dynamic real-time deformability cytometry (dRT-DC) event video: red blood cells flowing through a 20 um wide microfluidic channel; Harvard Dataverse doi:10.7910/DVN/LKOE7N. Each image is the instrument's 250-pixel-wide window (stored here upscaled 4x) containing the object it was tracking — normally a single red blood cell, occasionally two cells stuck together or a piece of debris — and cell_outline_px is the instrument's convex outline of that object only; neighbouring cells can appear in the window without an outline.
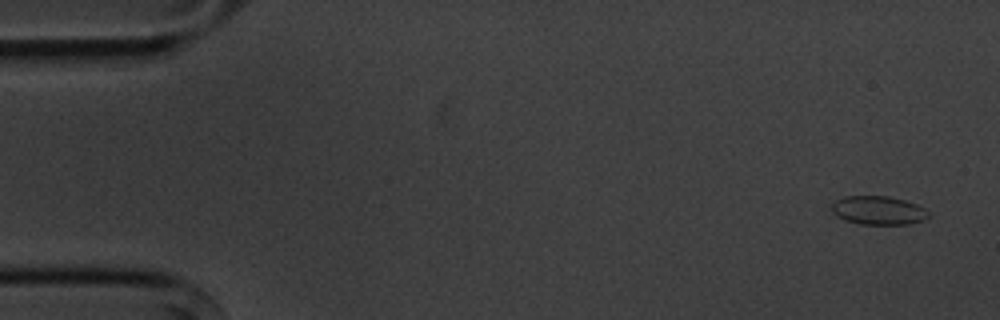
{"species": "common noctule bat (a hibernating species)", "species_latin": "Nyctalus noctula", "temperature_condition": "cold", "stored_images_in_passage": 5, "camera_frame_rate_fps": 3000, "um_per_image_px": 0.085, "animal": {"sex": "male", "body_mass_g": 20.1, "forearm_length_mm": 53.5}, "frame": {"image": 1, "passage_image": 1, "time_ms": 0.0, "image_size_px": [1000, 320], "cell_outline_px": [[928, 216], [924, 220], [908, 224], [860, 224], [844, 220], [836, 216], [832, 212], [832, 204], [836, 200], [844, 196], [888, 196], [904, 200], [916, 204], [924, 208], [928, 212]], "centroid_in_image_um": [74.63, 17.88], "position_along_channel_um": 10.4, "area_um2": 16.13}}
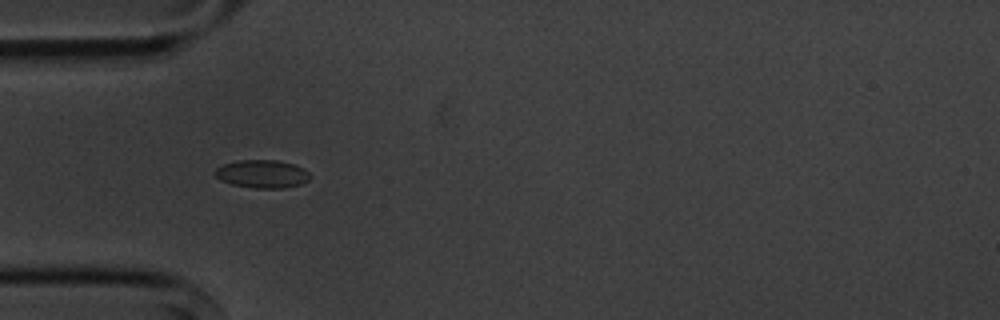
{"frame": {"image": 2, "passage_image": 5, "time_ms": 4.667, "image_size_px": [1000, 320], "cell_outline_px": [[312, 176], [308, 180], [300, 184], [284, 188], [256, 188], [232, 184], [220, 180], [212, 172], [216, 168], [224, 164], [236, 160], [276, 160], [292, 164], [304, 168]], "centroid_in_image_um": [22.27, 14.78], "position_along_channel_um": 62.7, "area_um2": 15.55}}